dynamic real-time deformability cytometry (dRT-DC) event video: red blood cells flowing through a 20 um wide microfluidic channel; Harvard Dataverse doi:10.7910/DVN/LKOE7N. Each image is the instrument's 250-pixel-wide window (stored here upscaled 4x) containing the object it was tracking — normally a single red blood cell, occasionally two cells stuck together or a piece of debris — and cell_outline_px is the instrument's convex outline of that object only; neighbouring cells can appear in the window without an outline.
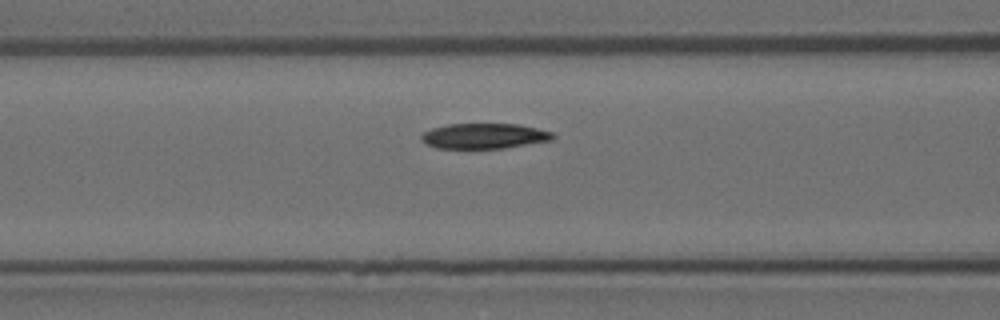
{"species": "Egyptian fruit bat (a non-hibernating species)", "species_latin": "Rousettus aegyptiacus", "temperature_condition": "room temperature", "stored_images_in_passage": 6, "segment_of_instrument_passage": [2, 2], "camera_frame_rate_fps": 3000, "um_per_image_px": 0.085, "animal": {"sex": "female"}, "frame": {"image": 1, "passage_image": 6, "time_ms": 1.667, "image_size_px": [1000, 320], "cell_outline_px": [[556, 136], [552, 140], [504, 148], [436, 148], [424, 144], [420, 140], [420, 136], [424, 132], [432, 128], [448, 124], [520, 124], [552, 132]], "centroid_in_image_um": [41.13, 11.56], "position_along_channel_um": 125.5, "area_um2": 19.48}}